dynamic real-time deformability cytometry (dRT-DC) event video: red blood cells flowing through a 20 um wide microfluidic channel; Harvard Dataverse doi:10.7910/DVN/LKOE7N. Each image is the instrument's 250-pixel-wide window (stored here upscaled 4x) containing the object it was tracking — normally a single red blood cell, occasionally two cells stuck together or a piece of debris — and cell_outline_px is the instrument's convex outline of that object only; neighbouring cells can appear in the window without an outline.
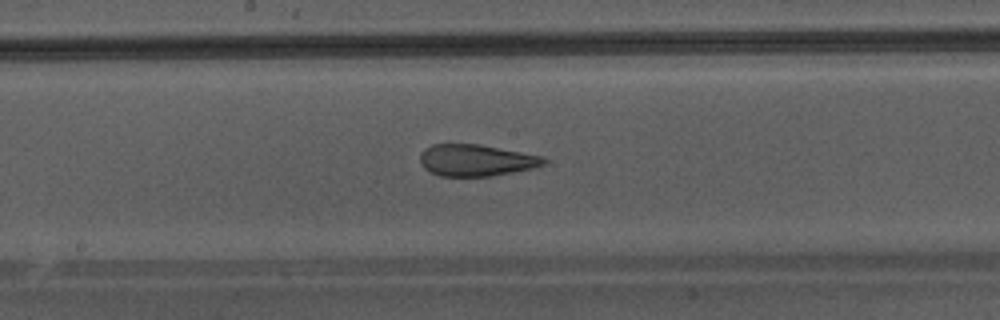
{"species": "Egyptian fruit bat (a non-hibernating species)", "species_latin": "Rousettus aegyptiacus", "temperature_condition": "warm", "stored_images_in_passage": 37, "camera_frame_rate_fps": 3000, "um_per_image_px": 0.085, "animal": {"sex": "male"}, "frame": {"image": 1, "passage_image": 16, "time_ms": 5.0, "image_size_px": [1000, 320], "cell_outline_px": [[548, 160], [544, 164], [532, 168], [512, 172], [488, 176], [440, 176], [424, 168], [420, 164], [420, 152], [424, 148], [432, 144], [480, 144], [544, 156]], "centroid_in_image_um": [40.45, 13.61], "position_along_channel_um": 207.7, "area_um2": 22.89}}